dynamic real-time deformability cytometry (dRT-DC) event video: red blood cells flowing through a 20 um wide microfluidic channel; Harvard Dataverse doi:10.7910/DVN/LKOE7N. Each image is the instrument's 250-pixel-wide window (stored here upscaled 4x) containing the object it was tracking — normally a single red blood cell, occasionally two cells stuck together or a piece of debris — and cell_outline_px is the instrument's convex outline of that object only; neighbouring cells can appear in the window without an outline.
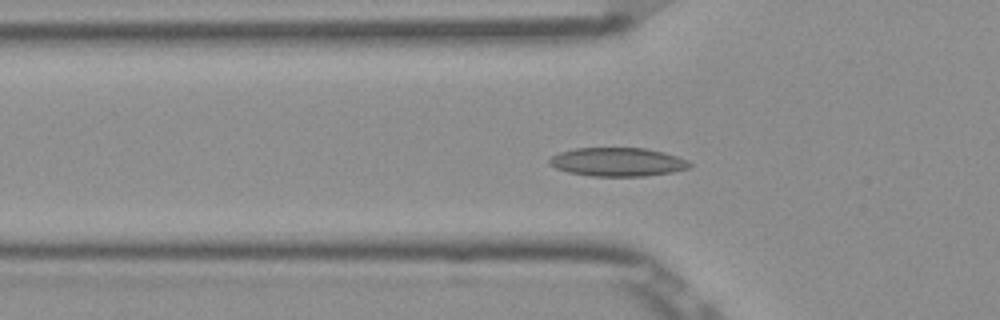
{"species": "Egyptian fruit bat (a non-hibernating species)", "species_latin": "Rousettus aegyptiacus", "temperature_condition": "room temperature", "stored_images_in_passage": 43, "segment_of_instrument_passage": [1, 2], "camera_frame_rate_fps": 3000, "um_per_image_px": 0.085, "frame": {"image": 1, "passage_image": 7, "time_ms": 2.0, "image_size_px": [1000, 320], "cell_outline_px": [[692, 164], [688, 168], [672, 172], [644, 176], [592, 176], [568, 172], [556, 168], [548, 164], [548, 160], [552, 156], [560, 152], [576, 148], [644, 148], [664, 152], [688, 160]], "centroid_in_image_um": [52.49, 13.77], "position_along_channel_um": 73.3, "area_um2": 23.35}}
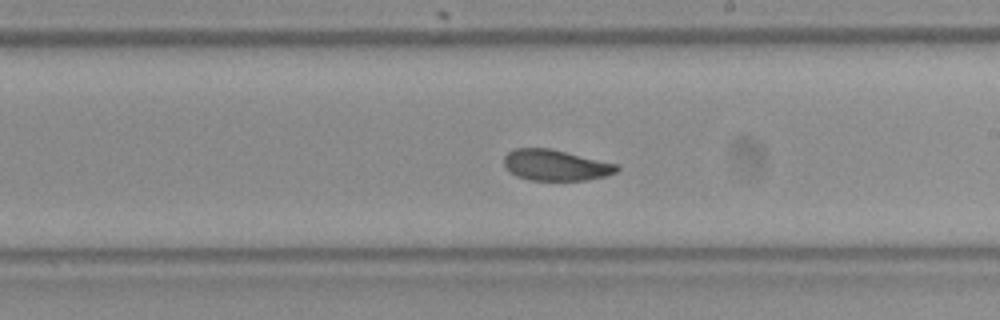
{"frame": {"image": 2, "passage_image": 20, "time_ms": 6.333, "image_size_px": [1000, 320], "cell_outline_px": [[620, 168], [616, 172], [608, 176], [584, 180], [528, 180], [516, 176], [504, 168], [504, 156], [508, 152], [516, 148], [552, 148], [620, 164]], "centroid_in_image_um": [47.25, 14.03], "position_along_channel_um": 241.7, "area_um2": 20.75}}
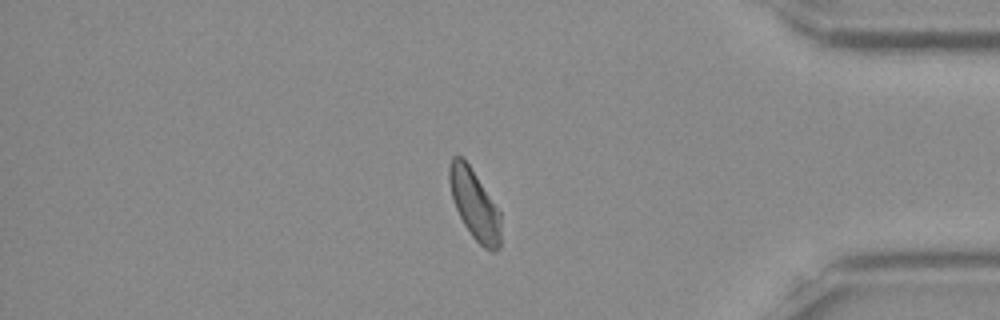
{"frame": {"image": 3, "passage_image": 34, "time_ms": 11.0, "image_size_px": [1000, 320], "cell_outline_px": [[500, 248], [492, 252], [484, 248], [472, 236], [464, 224], [456, 208], [452, 196], [448, 180], [448, 168], [452, 156], [460, 156], [468, 164], [500, 212]], "centroid_in_image_um": [40.32, 17.4], "position_along_channel_um": 394.9, "area_um2": 20.52}}